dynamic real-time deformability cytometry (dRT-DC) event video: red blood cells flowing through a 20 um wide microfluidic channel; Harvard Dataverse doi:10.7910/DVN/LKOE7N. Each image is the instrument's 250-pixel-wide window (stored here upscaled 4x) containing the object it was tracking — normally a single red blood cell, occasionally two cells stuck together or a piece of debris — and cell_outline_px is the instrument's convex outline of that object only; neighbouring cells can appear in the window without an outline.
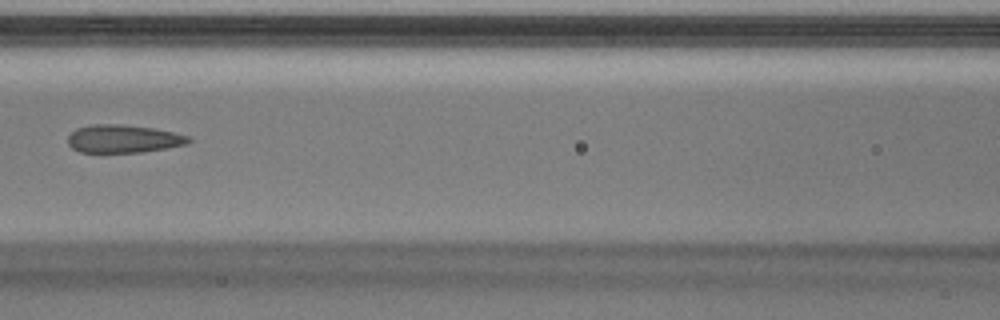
{"species": "Egyptian fruit bat (a non-hibernating species)", "species_latin": "Rousettus aegyptiacus", "temperature_condition": "warm", "stored_images_in_passage": 5, "camera_frame_rate_fps": 3000, "um_per_image_px": 0.085, "animal": {"sex": "male"}, "frame": {"image": 1, "passage_image": 5, "time_ms": 1.333, "image_size_px": [1000, 320], "cell_outline_px": [[192, 140], [184, 144], [164, 148], [140, 152], [80, 152], [72, 148], [68, 144], [68, 136], [76, 128], [92, 124], [120, 124], [152, 128], [172, 132], [188, 136]], "centroid_in_image_um": [10.42, 11.79], "position_along_channel_um": 156.2, "area_um2": 19.42}}